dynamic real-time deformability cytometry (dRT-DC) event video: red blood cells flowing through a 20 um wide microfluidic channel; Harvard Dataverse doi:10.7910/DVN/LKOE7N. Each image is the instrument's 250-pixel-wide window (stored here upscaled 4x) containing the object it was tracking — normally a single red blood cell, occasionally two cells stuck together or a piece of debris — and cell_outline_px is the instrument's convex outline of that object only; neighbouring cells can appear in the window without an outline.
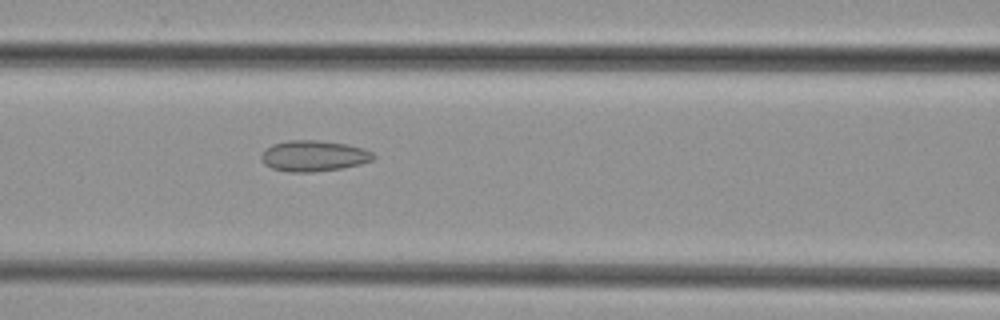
{"species": "common noctule bat (a hibernating species)", "species_latin": "Nyctalus noctula", "temperature_condition": "cold", "stored_images_in_passage": 40, "camera_frame_rate_fps": 3000, "um_per_image_px": 0.085, "animal": {"sex": "female", "body_mass_g": 29.2, "forearm_length_mm": 56.3}, "frame": {"image": 1, "passage_image": 12, "time_ms": 3.667, "image_size_px": [1000, 320], "cell_outline_px": [[376, 156], [372, 160], [360, 164], [340, 168], [312, 172], [288, 172], [272, 168], [264, 164], [260, 156], [264, 148], [272, 144], [288, 140], [316, 140], [344, 144], [364, 148], [372, 152]], "centroid_in_image_um": [26.62, 13.25], "position_along_channel_um": 140.0, "area_um2": 20.17}}
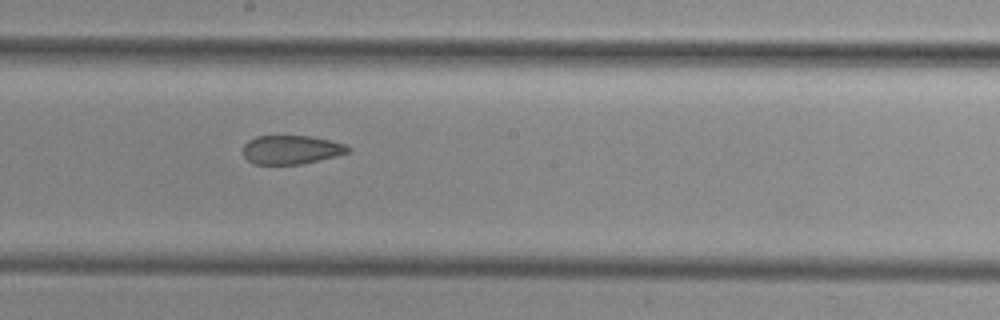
{"frame": {"image": 2, "passage_image": 18, "time_ms": 5.667, "image_size_px": [1000, 320], "cell_outline_px": [[352, 148], [348, 152], [336, 156], [300, 164], [252, 164], [244, 156], [244, 144], [248, 140], [256, 136], [312, 136], [344, 144]], "centroid_in_image_um": [24.74, 12.72], "position_along_channel_um": 223.5, "area_um2": 17.51}}
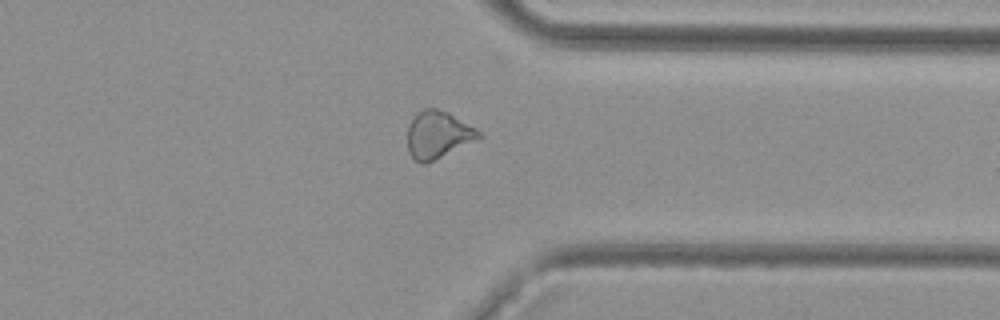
{"frame": {"image": 3, "passage_image": 29, "time_ms": 9.333, "image_size_px": [1000, 320], "cell_outline_px": [[484, 136], [428, 164], [420, 164], [408, 152], [408, 124], [416, 112], [424, 108], [436, 108], [448, 112], [476, 128]], "centroid_in_image_um": [37.22, 11.46], "position_along_channel_um": 374.2, "area_um2": 19.88}}